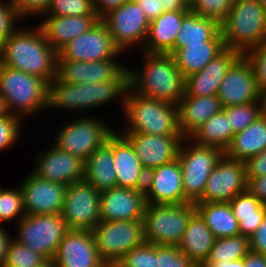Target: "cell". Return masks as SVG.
<instances>
[{"label":"cell","instance_id":"1","mask_svg":"<svg viewBox=\"0 0 266 267\" xmlns=\"http://www.w3.org/2000/svg\"><path fill=\"white\" fill-rule=\"evenodd\" d=\"M22 24L0 45V63L50 84L57 75L58 52L49 45L37 23L33 27Z\"/></svg>","mask_w":266,"mask_h":267},{"label":"cell","instance_id":"2","mask_svg":"<svg viewBox=\"0 0 266 267\" xmlns=\"http://www.w3.org/2000/svg\"><path fill=\"white\" fill-rule=\"evenodd\" d=\"M128 87V66L114 80L100 83H65L55 77L48 84L47 110H67L70 114L92 112L96 107L111 106L113 102L119 103L122 109Z\"/></svg>","mask_w":266,"mask_h":267},{"label":"cell","instance_id":"3","mask_svg":"<svg viewBox=\"0 0 266 267\" xmlns=\"http://www.w3.org/2000/svg\"><path fill=\"white\" fill-rule=\"evenodd\" d=\"M139 54L140 65L128 66L129 88L137 94L177 105L185 93V78L174 57L142 51Z\"/></svg>","mask_w":266,"mask_h":267},{"label":"cell","instance_id":"4","mask_svg":"<svg viewBox=\"0 0 266 267\" xmlns=\"http://www.w3.org/2000/svg\"><path fill=\"white\" fill-rule=\"evenodd\" d=\"M120 112L125 125L118 129L119 133L183 136L175 104L137 94L128 87Z\"/></svg>","mask_w":266,"mask_h":267},{"label":"cell","instance_id":"5","mask_svg":"<svg viewBox=\"0 0 266 267\" xmlns=\"http://www.w3.org/2000/svg\"><path fill=\"white\" fill-rule=\"evenodd\" d=\"M0 94L10 114L24 121L48 112V83L37 76L0 63ZM26 118V119H25Z\"/></svg>","mask_w":266,"mask_h":267},{"label":"cell","instance_id":"6","mask_svg":"<svg viewBox=\"0 0 266 267\" xmlns=\"http://www.w3.org/2000/svg\"><path fill=\"white\" fill-rule=\"evenodd\" d=\"M225 48L244 55L266 41V11L258 0H234L220 24Z\"/></svg>","mask_w":266,"mask_h":267},{"label":"cell","instance_id":"7","mask_svg":"<svg viewBox=\"0 0 266 267\" xmlns=\"http://www.w3.org/2000/svg\"><path fill=\"white\" fill-rule=\"evenodd\" d=\"M194 203L147 204L143 216L144 240L153 245L178 246L191 216Z\"/></svg>","mask_w":266,"mask_h":267},{"label":"cell","instance_id":"8","mask_svg":"<svg viewBox=\"0 0 266 267\" xmlns=\"http://www.w3.org/2000/svg\"><path fill=\"white\" fill-rule=\"evenodd\" d=\"M224 152L213 146L198 145L184 138L178 153L182 169L184 203L202 199L207 180Z\"/></svg>","mask_w":266,"mask_h":267},{"label":"cell","instance_id":"9","mask_svg":"<svg viewBox=\"0 0 266 267\" xmlns=\"http://www.w3.org/2000/svg\"><path fill=\"white\" fill-rule=\"evenodd\" d=\"M85 114L60 124L52 139L55 146L84 161L116 130L100 116Z\"/></svg>","mask_w":266,"mask_h":267},{"label":"cell","instance_id":"10","mask_svg":"<svg viewBox=\"0 0 266 267\" xmlns=\"http://www.w3.org/2000/svg\"><path fill=\"white\" fill-rule=\"evenodd\" d=\"M92 233L99 256L108 267L145 242L143 220L100 221Z\"/></svg>","mask_w":266,"mask_h":267},{"label":"cell","instance_id":"11","mask_svg":"<svg viewBox=\"0 0 266 267\" xmlns=\"http://www.w3.org/2000/svg\"><path fill=\"white\" fill-rule=\"evenodd\" d=\"M13 237L46 259H52L57 246L69 230L61 214L25 215L16 225Z\"/></svg>","mask_w":266,"mask_h":267},{"label":"cell","instance_id":"12","mask_svg":"<svg viewBox=\"0 0 266 267\" xmlns=\"http://www.w3.org/2000/svg\"><path fill=\"white\" fill-rule=\"evenodd\" d=\"M109 30L115 45L124 54L143 50L150 21L136 0H128L122 6L108 12L100 19ZM139 47V48H138Z\"/></svg>","mask_w":266,"mask_h":267},{"label":"cell","instance_id":"13","mask_svg":"<svg viewBox=\"0 0 266 267\" xmlns=\"http://www.w3.org/2000/svg\"><path fill=\"white\" fill-rule=\"evenodd\" d=\"M61 215L68 229L92 231L100 222V192L86 180L68 185Z\"/></svg>","mask_w":266,"mask_h":267},{"label":"cell","instance_id":"14","mask_svg":"<svg viewBox=\"0 0 266 267\" xmlns=\"http://www.w3.org/2000/svg\"><path fill=\"white\" fill-rule=\"evenodd\" d=\"M124 55L115 45L106 25L99 20L89 31L66 44L57 60L100 61Z\"/></svg>","mask_w":266,"mask_h":267},{"label":"cell","instance_id":"15","mask_svg":"<svg viewBox=\"0 0 266 267\" xmlns=\"http://www.w3.org/2000/svg\"><path fill=\"white\" fill-rule=\"evenodd\" d=\"M217 96L223 107L265 102L264 95L258 88L253 66L245 55H241L229 68Z\"/></svg>","mask_w":266,"mask_h":267},{"label":"cell","instance_id":"16","mask_svg":"<svg viewBox=\"0 0 266 267\" xmlns=\"http://www.w3.org/2000/svg\"><path fill=\"white\" fill-rule=\"evenodd\" d=\"M48 148L36 153L35 166L31 169L34 175L67 186L84 180V160L58 148L52 142Z\"/></svg>","mask_w":266,"mask_h":267},{"label":"cell","instance_id":"17","mask_svg":"<svg viewBox=\"0 0 266 267\" xmlns=\"http://www.w3.org/2000/svg\"><path fill=\"white\" fill-rule=\"evenodd\" d=\"M247 190L245 164L223 155L213 168L197 203L230 202L237 194Z\"/></svg>","mask_w":266,"mask_h":267},{"label":"cell","instance_id":"18","mask_svg":"<svg viewBox=\"0 0 266 267\" xmlns=\"http://www.w3.org/2000/svg\"><path fill=\"white\" fill-rule=\"evenodd\" d=\"M19 183L26 215L61 214L67 185L42 179L31 171Z\"/></svg>","mask_w":266,"mask_h":267},{"label":"cell","instance_id":"19","mask_svg":"<svg viewBox=\"0 0 266 267\" xmlns=\"http://www.w3.org/2000/svg\"><path fill=\"white\" fill-rule=\"evenodd\" d=\"M57 267H108L96 249L92 231L69 229L52 258Z\"/></svg>","mask_w":266,"mask_h":267},{"label":"cell","instance_id":"20","mask_svg":"<svg viewBox=\"0 0 266 267\" xmlns=\"http://www.w3.org/2000/svg\"><path fill=\"white\" fill-rule=\"evenodd\" d=\"M133 146L146 172L178 159L184 136H160L145 133H120Z\"/></svg>","mask_w":266,"mask_h":267},{"label":"cell","instance_id":"21","mask_svg":"<svg viewBox=\"0 0 266 267\" xmlns=\"http://www.w3.org/2000/svg\"><path fill=\"white\" fill-rule=\"evenodd\" d=\"M147 204H183L184 190L180 161L176 159L147 172Z\"/></svg>","mask_w":266,"mask_h":267},{"label":"cell","instance_id":"22","mask_svg":"<svg viewBox=\"0 0 266 267\" xmlns=\"http://www.w3.org/2000/svg\"><path fill=\"white\" fill-rule=\"evenodd\" d=\"M120 58L100 61L57 60L56 77L65 83L84 84L114 80L128 65Z\"/></svg>","mask_w":266,"mask_h":267},{"label":"cell","instance_id":"23","mask_svg":"<svg viewBox=\"0 0 266 267\" xmlns=\"http://www.w3.org/2000/svg\"><path fill=\"white\" fill-rule=\"evenodd\" d=\"M145 190L113 187L100 192V221L142 220Z\"/></svg>","mask_w":266,"mask_h":267},{"label":"cell","instance_id":"24","mask_svg":"<svg viewBox=\"0 0 266 267\" xmlns=\"http://www.w3.org/2000/svg\"><path fill=\"white\" fill-rule=\"evenodd\" d=\"M241 55L236 50L225 48L200 72L185 78V94L195 97L217 95L226 73Z\"/></svg>","mask_w":266,"mask_h":267},{"label":"cell","instance_id":"25","mask_svg":"<svg viewBox=\"0 0 266 267\" xmlns=\"http://www.w3.org/2000/svg\"><path fill=\"white\" fill-rule=\"evenodd\" d=\"M113 157L117 187L145 190L147 172L131 143L116 130L113 132Z\"/></svg>","mask_w":266,"mask_h":267},{"label":"cell","instance_id":"26","mask_svg":"<svg viewBox=\"0 0 266 267\" xmlns=\"http://www.w3.org/2000/svg\"><path fill=\"white\" fill-rule=\"evenodd\" d=\"M99 20L97 15L42 16L38 25L49 45L59 52L70 41L89 31Z\"/></svg>","mask_w":266,"mask_h":267},{"label":"cell","instance_id":"27","mask_svg":"<svg viewBox=\"0 0 266 267\" xmlns=\"http://www.w3.org/2000/svg\"><path fill=\"white\" fill-rule=\"evenodd\" d=\"M190 11H167L150 21L142 52L171 54L183 18Z\"/></svg>","mask_w":266,"mask_h":267},{"label":"cell","instance_id":"28","mask_svg":"<svg viewBox=\"0 0 266 267\" xmlns=\"http://www.w3.org/2000/svg\"><path fill=\"white\" fill-rule=\"evenodd\" d=\"M177 106L179 128L185 138H188L213 115L223 110L217 95L195 97L184 93Z\"/></svg>","mask_w":266,"mask_h":267},{"label":"cell","instance_id":"29","mask_svg":"<svg viewBox=\"0 0 266 267\" xmlns=\"http://www.w3.org/2000/svg\"><path fill=\"white\" fill-rule=\"evenodd\" d=\"M113 157V133L85 161L84 180L103 192L117 187Z\"/></svg>","mask_w":266,"mask_h":267},{"label":"cell","instance_id":"30","mask_svg":"<svg viewBox=\"0 0 266 267\" xmlns=\"http://www.w3.org/2000/svg\"><path fill=\"white\" fill-rule=\"evenodd\" d=\"M266 149V111L243 131L233 135L232 141L224 151L230 159L245 162Z\"/></svg>","mask_w":266,"mask_h":267},{"label":"cell","instance_id":"31","mask_svg":"<svg viewBox=\"0 0 266 267\" xmlns=\"http://www.w3.org/2000/svg\"><path fill=\"white\" fill-rule=\"evenodd\" d=\"M215 237L201 216L195 212L188 221L178 247L198 267L206 261Z\"/></svg>","mask_w":266,"mask_h":267},{"label":"cell","instance_id":"32","mask_svg":"<svg viewBox=\"0 0 266 267\" xmlns=\"http://www.w3.org/2000/svg\"><path fill=\"white\" fill-rule=\"evenodd\" d=\"M224 49L223 40H209L202 44H187L182 48H174L171 55L183 77L187 78L200 72Z\"/></svg>","mask_w":266,"mask_h":267},{"label":"cell","instance_id":"33","mask_svg":"<svg viewBox=\"0 0 266 267\" xmlns=\"http://www.w3.org/2000/svg\"><path fill=\"white\" fill-rule=\"evenodd\" d=\"M196 212L216 239L239 235V223L229 202L195 203Z\"/></svg>","mask_w":266,"mask_h":267},{"label":"cell","instance_id":"34","mask_svg":"<svg viewBox=\"0 0 266 267\" xmlns=\"http://www.w3.org/2000/svg\"><path fill=\"white\" fill-rule=\"evenodd\" d=\"M209 40H223L220 24L190 11L183 18L175 40V48H182L187 44H202Z\"/></svg>","mask_w":266,"mask_h":267},{"label":"cell","instance_id":"35","mask_svg":"<svg viewBox=\"0 0 266 267\" xmlns=\"http://www.w3.org/2000/svg\"><path fill=\"white\" fill-rule=\"evenodd\" d=\"M229 205L238 220L239 232L243 236L250 237L266 216V204H263L248 190L237 194Z\"/></svg>","mask_w":266,"mask_h":267},{"label":"cell","instance_id":"36","mask_svg":"<svg viewBox=\"0 0 266 267\" xmlns=\"http://www.w3.org/2000/svg\"><path fill=\"white\" fill-rule=\"evenodd\" d=\"M233 135L226 113L222 110L205 121L188 138L198 145L217 147L224 152Z\"/></svg>","mask_w":266,"mask_h":267},{"label":"cell","instance_id":"37","mask_svg":"<svg viewBox=\"0 0 266 267\" xmlns=\"http://www.w3.org/2000/svg\"><path fill=\"white\" fill-rule=\"evenodd\" d=\"M250 252L249 237L241 234L215 239L209 256L201 267L212 266L225 261L243 259Z\"/></svg>","mask_w":266,"mask_h":267},{"label":"cell","instance_id":"38","mask_svg":"<svg viewBox=\"0 0 266 267\" xmlns=\"http://www.w3.org/2000/svg\"><path fill=\"white\" fill-rule=\"evenodd\" d=\"M25 215L21 187L5 188L0 184V226L6 227V223L11 222L16 224Z\"/></svg>","mask_w":266,"mask_h":267},{"label":"cell","instance_id":"39","mask_svg":"<svg viewBox=\"0 0 266 267\" xmlns=\"http://www.w3.org/2000/svg\"><path fill=\"white\" fill-rule=\"evenodd\" d=\"M233 133L243 131L265 112V102H252L223 107Z\"/></svg>","mask_w":266,"mask_h":267},{"label":"cell","instance_id":"40","mask_svg":"<svg viewBox=\"0 0 266 267\" xmlns=\"http://www.w3.org/2000/svg\"><path fill=\"white\" fill-rule=\"evenodd\" d=\"M46 260L40 253L32 251L24 244L12 238L2 267H38Z\"/></svg>","mask_w":266,"mask_h":267},{"label":"cell","instance_id":"41","mask_svg":"<svg viewBox=\"0 0 266 267\" xmlns=\"http://www.w3.org/2000/svg\"><path fill=\"white\" fill-rule=\"evenodd\" d=\"M113 267H158L157 245L144 242L123 255Z\"/></svg>","mask_w":266,"mask_h":267},{"label":"cell","instance_id":"42","mask_svg":"<svg viewBox=\"0 0 266 267\" xmlns=\"http://www.w3.org/2000/svg\"><path fill=\"white\" fill-rule=\"evenodd\" d=\"M96 15L92 0H51L43 16Z\"/></svg>","mask_w":266,"mask_h":267},{"label":"cell","instance_id":"43","mask_svg":"<svg viewBox=\"0 0 266 267\" xmlns=\"http://www.w3.org/2000/svg\"><path fill=\"white\" fill-rule=\"evenodd\" d=\"M234 0H194L190 11L221 24L227 17Z\"/></svg>","mask_w":266,"mask_h":267},{"label":"cell","instance_id":"44","mask_svg":"<svg viewBox=\"0 0 266 267\" xmlns=\"http://www.w3.org/2000/svg\"><path fill=\"white\" fill-rule=\"evenodd\" d=\"M25 122L21 117L14 114H8L0 118V153L6 151L12 146H17L23 135V125Z\"/></svg>","mask_w":266,"mask_h":267},{"label":"cell","instance_id":"45","mask_svg":"<svg viewBox=\"0 0 266 267\" xmlns=\"http://www.w3.org/2000/svg\"><path fill=\"white\" fill-rule=\"evenodd\" d=\"M21 20L10 0H0V45L21 26Z\"/></svg>","mask_w":266,"mask_h":267},{"label":"cell","instance_id":"46","mask_svg":"<svg viewBox=\"0 0 266 267\" xmlns=\"http://www.w3.org/2000/svg\"><path fill=\"white\" fill-rule=\"evenodd\" d=\"M158 267H198L178 246L157 245Z\"/></svg>","mask_w":266,"mask_h":267},{"label":"cell","instance_id":"47","mask_svg":"<svg viewBox=\"0 0 266 267\" xmlns=\"http://www.w3.org/2000/svg\"><path fill=\"white\" fill-rule=\"evenodd\" d=\"M250 61L255 72V78L259 90L263 95L266 94V44L250 49L245 54Z\"/></svg>","mask_w":266,"mask_h":267},{"label":"cell","instance_id":"48","mask_svg":"<svg viewBox=\"0 0 266 267\" xmlns=\"http://www.w3.org/2000/svg\"><path fill=\"white\" fill-rule=\"evenodd\" d=\"M17 13L23 19L36 18L39 20L50 6L51 0H10Z\"/></svg>","mask_w":266,"mask_h":267},{"label":"cell","instance_id":"49","mask_svg":"<svg viewBox=\"0 0 266 267\" xmlns=\"http://www.w3.org/2000/svg\"><path fill=\"white\" fill-rule=\"evenodd\" d=\"M246 180L266 175V149L245 162Z\"/></svg>","mask_w":266,"mask_h":267},{"label":"cell","instance_id":"50","mask_svg":"<svg viewBox=\"0 0 266 267\" xmlns=\"http://www.w3.org/2000/svg\"><path fill=\"white\" fill-rule=\"evenodd\" d=\"M250 251L266 256V216L257 230L249 237Z\"/></svg>","mask_w":266,"mask_h":267},{"label":"cell","instance_id":"51","mask_svg":"<svg viewBox=\"0 0 266 267\" xmlns=\"http://www.w3.org/2000/svg\"><path fill=\"white\" fill-rule=\"evenodd\" d=\"M247 190L263 204H266V175L250 178L247 181Z\"/></svg>","mask_w":266,"mask_h":267},{"label":"cell","instance_id":"52","mask_svg":"<svg viewBox=\"0 0 266 267\" xmlns=\"http://www.w3.org/2000/svg\"><path fill=\"white\" fill-rule=\"evenodd\" d=\"M149 21L157 18L164 11L161 0H136Z\"/></svg>","mask_w":266,"mask_h":267},{"label":"cell","instance_id":"53","mask_svg":"<svg viewBox=\"0 0 266 267\" xmlns=\"http://www.w3.org/2000/svg\"><path fill=\"white\" fill-rule=\"evenodd\" d=\"M128 0H92L96 15L101 19L108 12L119 8Z\"/></svg>","mask_w":266,"mask_h":267},{"label":"cell","instance_id":"54","mask_svg":"<svg viewBox=\"0 0 266 267\" xmlns=\"http://www.w3.org/2000/svg\"><path fill=\"white\" fill-rule=\"evenodd\" d=\"M5 226H0V267L4 265L7 250L11 239L13 238L12 234L9 233V230Z\"/></svg>","mask_w":266,"mask_h":267},{"label":"cell","instance_id":"55","mask_svg":"<svg viewBox=\"0 0 266 267\" xmlns=\"http://www.w3.org/2000/svg\"><path fill=\"white\" fill-rule=\"evenodd\" d=\"M164 12L167 11H190V6L185 0H161Z\"/></svg>","mask_w":266,"mask_h":267},{"label":"cell","instance_id":"56","mask_svg":"<svg viewBox=\"0 0 266 267\" xmlns=\"http://www.w3.org/2000/svg\"><path fill=\"white\" fill-rule=\"evenodd\" d=\"M245 267H266V256L250 251L244 257Z\"/></svg>","mask_w":266,"mask_h":267},{"label":"cell","instance_id":"57","mask_svg":"<svg viewBox=\"0 0 266 267\" xmlns=\"http://www.w3.org/2000/svg\"><path fill=\"white\" fill-rule=\"evenodd\" d=\"M207 267H245L244 258L237 261H225Z\"/></svg>","mask_w":266,"mask_h":267},{"label":"cell","instance_id":"58","mask_svg":"<svg viewBox=\"0 0 266 267\" xmlns=\"http://www.w3.org/2000/svg\"><path fill=\"white\" fill-rule=\"evenodd\" d=\"M10 114L9 113V110L6 106V102L4 100V98L2 97V95L0 94V118L5 116V115H8Z\"/></svg>","mask_w":266,"mask_h":267},{"label":"cell","instance_id":"59","mask_svg":"<svg viewBox=\"0 0 266 267\" xmlns=\"http://www.w3.org/2000/svg\"><path fill=\"white\" fill-rule=\"evenodd\" d=\"M38 267H57L52 259H47L44 263H42Z\"/></svg>","mask_w":266,"mask_h":267},{"label":"cell","instance_id":"60","mask_svg":"<svg viewBox=\"0 0 266 267\" xmlns=\"http://www.w3.org/2000/svg\"><path fill=\"white\" fill-rule=\"evenodd\" d=\"M258 2L261 4V6L265 9L266 11V0H258Z\"/></svg>","mask_w":266,"mask_h":267},{"label":"cell","instance_id":"61","mask_svg":"<svg viewBox=\"0 0 266 267\" xmlns=\"http://www.w3.org/2000/svg\"><path fill=\"white\" fill-rule=\"evenodd\" d=\"M187 4L190 6L194 0H185Z\"/></svg>","mask_w":266,"mask_h":267},{"label":"cell","instance_id":"62","mask_svg":"<svg viewBox=\"0 0 266 267\" xmlns=\"http://www.w3.org/2000/svg\"><path fill=\"white\" fill-rule=\"evenodd\" d=\"M264 101H265V111H266V94L264 95Z\"/></svg>","mask_w":266,"mask_h":267}]
</instances>
